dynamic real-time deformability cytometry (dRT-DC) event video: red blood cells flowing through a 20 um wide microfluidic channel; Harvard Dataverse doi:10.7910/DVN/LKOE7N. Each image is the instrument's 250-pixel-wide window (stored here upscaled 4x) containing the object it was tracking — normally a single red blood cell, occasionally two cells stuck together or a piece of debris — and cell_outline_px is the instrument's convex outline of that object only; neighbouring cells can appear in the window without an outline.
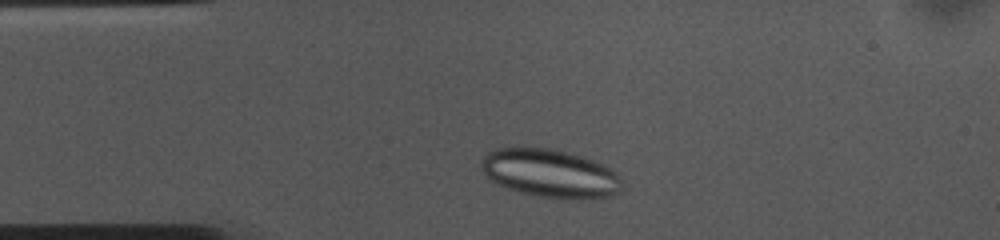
{"species": "common noctule bat (a hibernating species)", "species_latin": "Nyctalus noctula", "temperature_condition": "cold", "stored_images_in_passage": 10, "camera_frame_rate_fps": 3000, "um_per_image_px": 0.085, "animal": {"sex": "female", "body_mass_g": 10.0, "forearm_length_mm": 53.1}, "frame": {"image": 1, "passage_image": 4, "time_ms": 1.0, "image_size_px": [1000, 240], "cell_outline_px": [[624, 188], [620, 192], [612, 196], [588, 200], [580, 200], [540, 196], [520, 192], [508, 188], [488, 180], [480, 164], [484, 156], [488, 152], [496, 148], [520, 144], [552, 148], [596, 160], [612, 168], [620, 176], [624, 184]], "centroid_in_image_um": [46.8, 14.71], "position_along_channel_um": 38.2, "area_um2": 40.98}}